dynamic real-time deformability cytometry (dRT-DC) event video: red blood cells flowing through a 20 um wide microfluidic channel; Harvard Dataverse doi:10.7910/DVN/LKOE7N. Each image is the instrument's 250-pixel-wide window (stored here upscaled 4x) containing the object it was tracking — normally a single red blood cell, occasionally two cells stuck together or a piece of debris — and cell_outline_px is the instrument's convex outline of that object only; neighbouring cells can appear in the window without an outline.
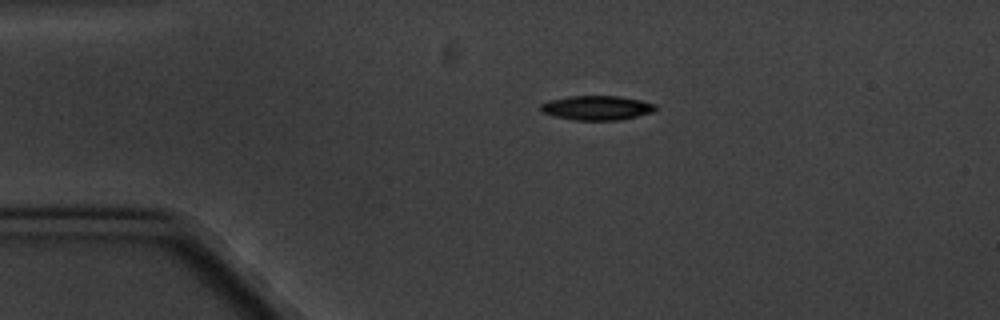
{"species": "common noctule bat (a hibernating species)", "species_latin": "Nyctalus noctula", "temperature_condition": "cold", "stored_images_in_passage": 5, "camera_frame_rate_fps": 3000, "um_per_image_px": 0.085, "animal": {"sex": "male", "body_mass_g": 20.1, "forearm_length_mm": 53.5}, "frame": {"image": 1, "passage_image": 3, "time_ms": 2.333, "image_size_px": [1000, 320], "cell_outline_px": [[656, 108], [652, 112], [620, 120], [572, 120], [540, 112], [540, 104], [548, 100], [568, 96], [616, 96], [640, 100], [656, 104]], "centroid_in_image_um": [50.68, 9.16], "position_along_channel_um": 34.3, "area_um2": 16.3}}
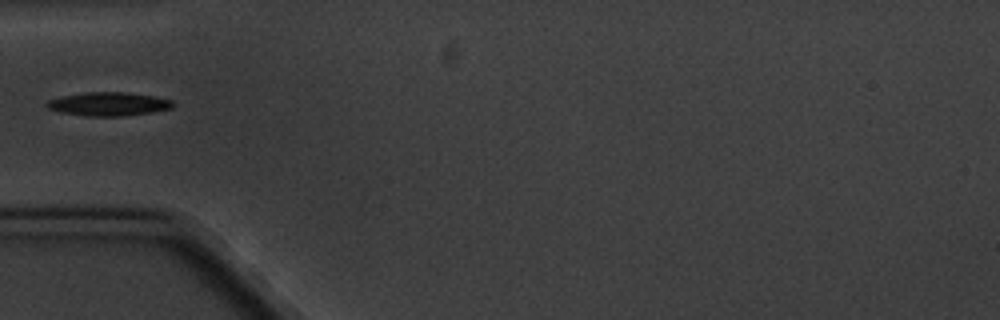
{"frame": {"image": 2, "passage_image": 5, "time_ms": 4.667, "image_size_px": [1000, 320], "cell_outline_px": [[176, 104], [172, 108], [152, 112], [124, 116], [88, 116], [60, 112], [48, 108], [44, 104], [48, 100], [60, 96], [84, 92], [124, 92], [152, 96], [172, 100]], "centroid_in_image_um": [9.21, 8.84], "position_along_channel_um": 75.8, "area_um2": 17.4}}